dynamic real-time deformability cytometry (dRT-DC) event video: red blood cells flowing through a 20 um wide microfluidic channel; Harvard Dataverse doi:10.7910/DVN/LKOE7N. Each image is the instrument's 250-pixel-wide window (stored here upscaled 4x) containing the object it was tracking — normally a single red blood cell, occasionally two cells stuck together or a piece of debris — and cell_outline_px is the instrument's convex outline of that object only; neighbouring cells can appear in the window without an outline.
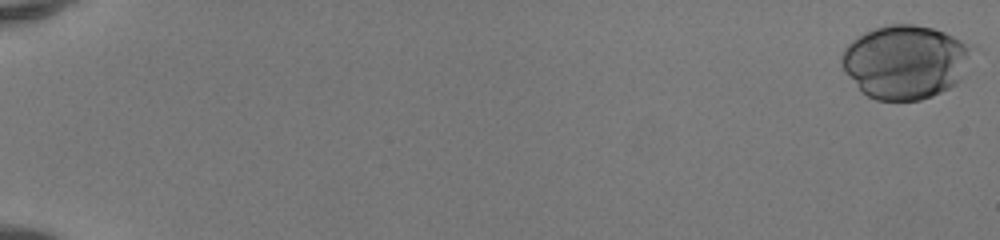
{"species": "human", "species_latin": "Homo sapiens", "temperature_condition": "room temperature", "stored_images_in_passage": 52, "camera_frame_rate_fps": 3000, "um_per_image_px": 0.085, "donor": {"sex": "female"}, "frame": {"image": 1, "passage_image": 1, "time_ms": 0.0, "image_size_px": [1000, 240], "cell_outline_px": [[976, 48], [964, 76], [956, 84], [932, 96], [920, 100], [876, 100], [860, 92], [844, 72], [840, 64], [840, 56], [844, 48], [852, 40], [864, 32], [888, 24], [912, 24], [932, 28], [944, 32], [976, 44]], "centroid_in_image_um": [76.98, 5.25], "position_along_channel_um": 8.0, "area_um2": 57.11}}
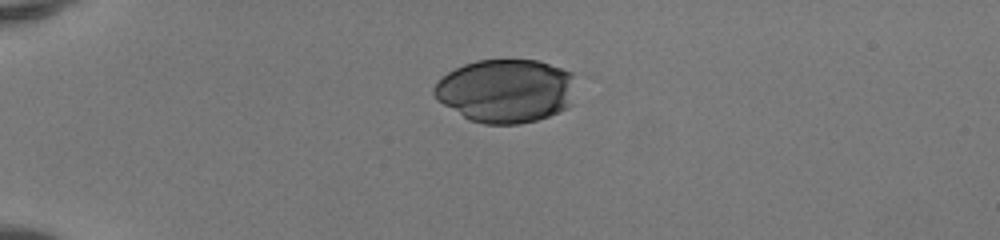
{"frame": {"image": 2, "passage_image": 15, "time_ms": 4.667, "image_size_px": [1000, 240], "cell_outline_px": [[576, 76], [572, 104], [568, 108], [560, 112], [536, 120], [520, 124], [484, 124], [468, 120], [436, 100], [432, 92], [432, 88], [448, 72], [464, 64], [476, 60], [540, 60], [572, 72]], "centroid_in_image_um": [43.03, 7.72], "position_along_channel_um": 42.0, "area_um2": 53.18}}